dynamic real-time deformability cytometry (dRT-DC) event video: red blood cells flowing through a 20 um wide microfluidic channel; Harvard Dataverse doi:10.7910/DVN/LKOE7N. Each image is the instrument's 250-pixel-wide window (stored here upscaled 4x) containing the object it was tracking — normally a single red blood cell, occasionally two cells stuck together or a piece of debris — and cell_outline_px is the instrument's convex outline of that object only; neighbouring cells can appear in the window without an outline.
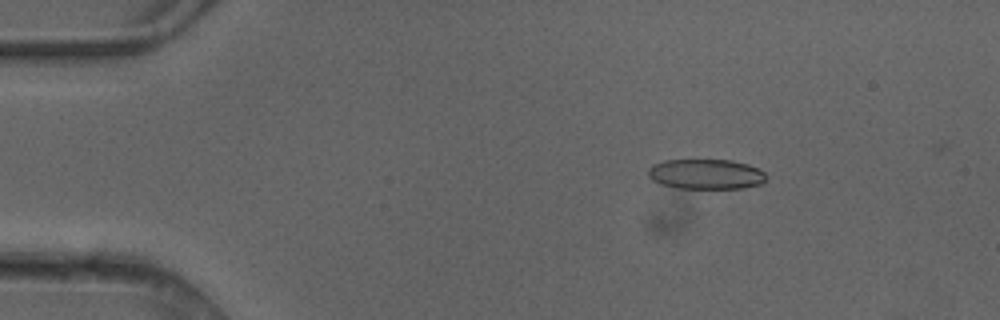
{"species": "common noctule bat (a hibernating species)", "species_latin": "Nyctalus noctula", "temperature_condition": "cold", "stored_images_in_passage": 7, "camera_frame_rate_fps": 3000, "um_per_image_px": 0.085, "animal": {"sex": "female"}, "frame": {"image": 1, "passage_image": 2, "time_ms": 0.333, "image_size_px": [1000, 320], "cell_outline_px": [[768, 176], [760, 184], [740, 188], [680, 188], [660, 184], [652, 180], [648, 176], [648, 168], [652, 164], [664, 160], [732, 160], [748, 164], [764, 172]], "centroid_in_image_um": [59.97, 14.79], "position_along_channel_um": 25.0, "area_um2": 20.69}}
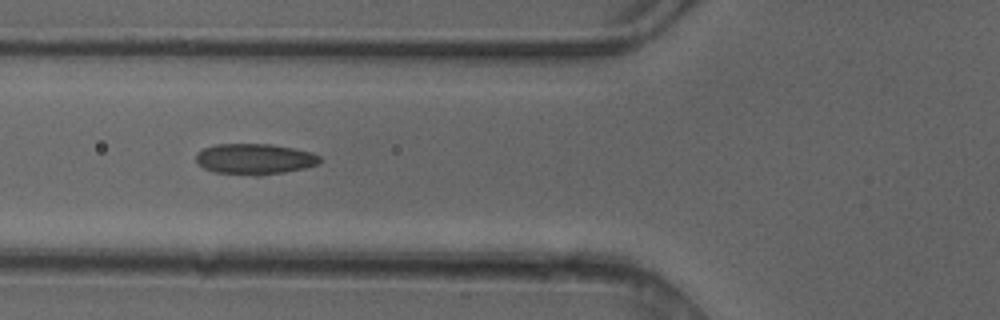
{"frame": {"image": 2, "passage_image": 5, "time_ms": 1.333, "image_size_px": [1000, 320], "cell_outline_px": [[320, 164], [304, 168], [284, 172], [260, 176], [256, 176], [216, 172], [204, 168], [196, 164], [196, 152], [204, 148], [216, 144], [272, 144], [312, 152], [320, 156]], "centroid_in_image_um": [21.63, 13.52], "position_along_channel_um": 104.2, "area_um2": 22.37}}
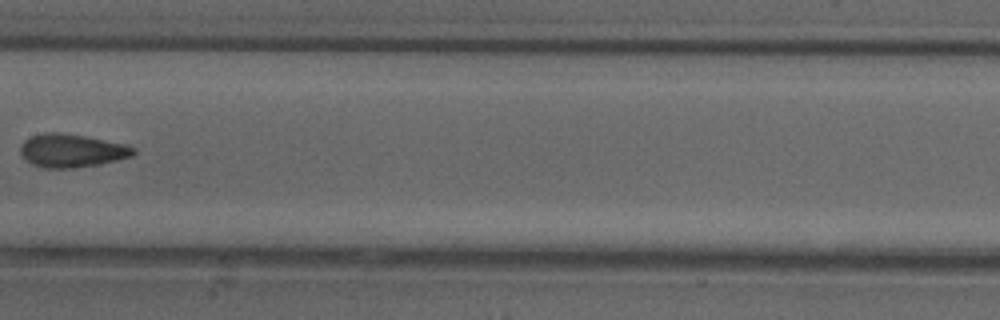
{"frame": {"image": 3, "passage_image": 7, "time_ms": 2.0, "image_size_px": [1000, 320], "cell_outline_px": [[136, 152], [132, 156], [100, 164], [68, 168], [44, 168], [32, 164], [20, 152], [20, 144], [24, 140], [32, 136], [44, 132], [60, 132], [84, 136], [124, 144], [136, 148]], "centroid_in_image_um": [6.09, 12.79], "position_along_channel_um": 201.3, "area_um2": 21.73}}